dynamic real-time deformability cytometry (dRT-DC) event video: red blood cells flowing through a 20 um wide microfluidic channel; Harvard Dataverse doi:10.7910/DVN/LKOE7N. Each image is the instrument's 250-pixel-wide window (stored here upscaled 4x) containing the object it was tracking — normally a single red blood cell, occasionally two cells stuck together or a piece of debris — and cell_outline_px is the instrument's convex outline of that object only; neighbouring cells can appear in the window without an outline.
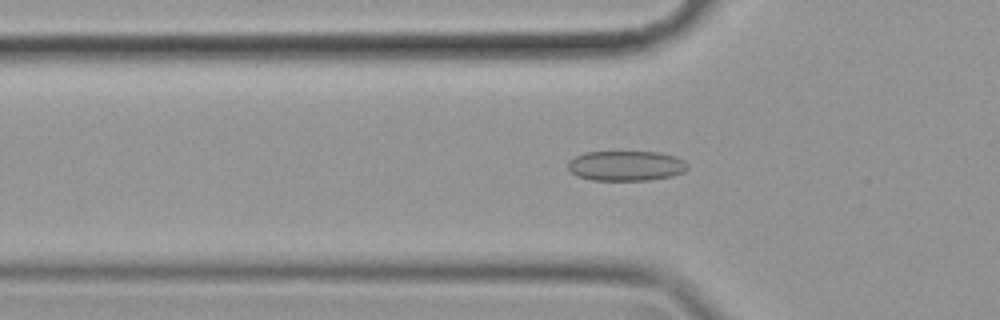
{"species": "common noctule bat (a hibernating species)", "species_latin": "Nyctalus noctula", "temperature_condition": "cold", "stored_images_in_passage": 40, "camera_frame_rate_fps": 3000, "um_per_image_px": 0.085, "animal": {"sex": "female", "body_mass_g": 19.9}, "frame": {"image": 1, "passage_image": 2, "time_ms": 0.333, "image_size_px": [1000, 320], "cell_outline_px": [[688, 168], [684, 172], [672, 176], [648, 180], [592, 180], [576, 176], [568, 168], [568, 160], [584, 152], [660, 152], [676, 156], [684, 160], [688, 164]], "centroid_in_image_um": [53.23, 14.09], "position_along_channel_um": 72.6, "area_um2": 21.1}}
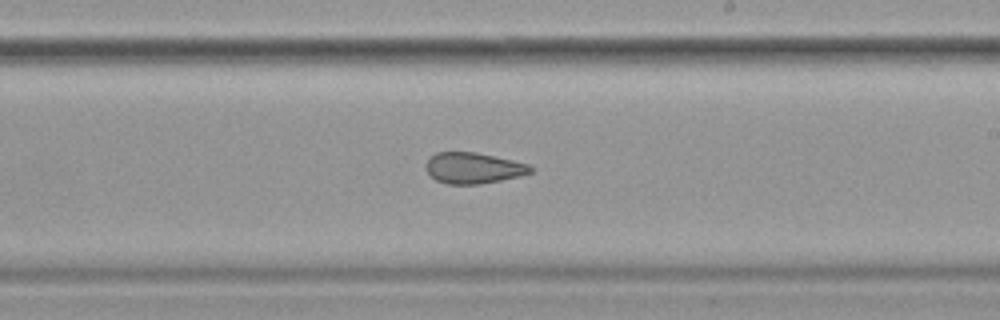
{"frame": {"image": 2, "passage_image": 17, "time_ms": 5.333, "image_size_px": [1000, 320], "cell_outline_px": [[532, 172], [520, 176], [500, 180], [476, 184], [448, 184], [436, 180], [424, 168], [424, 164], [436, 152], [476, 152], [512, 160], [528, 164], [532, 168]], "centroid_in_image_um": [40.21, 14.28], "position_along_channel_um": 248.8, "area_um2": 18.73}}
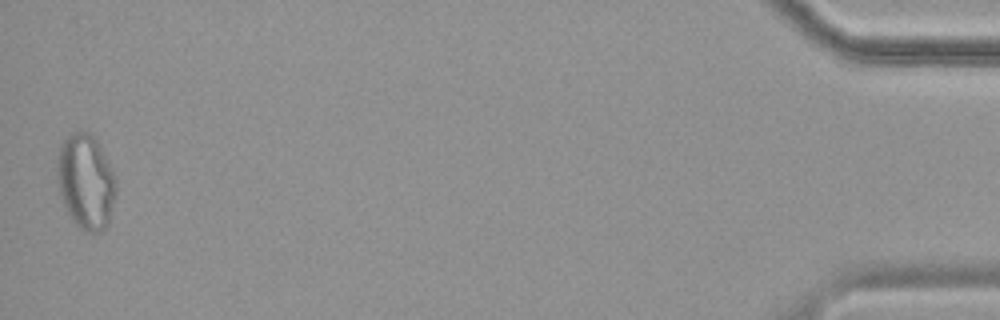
{"frame": {"image": 3, "passage_image": 40, "time_ms": 13.0, "image_size_px": [1000, 320], "cell_outline_px": [[116, 192], [108, 224], [100, 232], [84, 232], [76, 224], [68, 212], [64, 204], [60, 192], [60, 148], [64, 140], [68, 136], [80, 128], [84, 128], [96, 140], [116, 180]], "centroid_in_image_um": [7.34, 15.46], "position_along_channel_um": 427.9, "area_um2": 31.5}, "authors_computed_cell_mechanics": {"area_um2": 20.2011, "velocity_mm_per_s": 3.52, "shape_relaxation_time_tau1_ms": null, "shape_relaxation_time_tau2_ms": 3.1934, "deformation_change_tau1": null, "deformation_change_tau2": 0.1042}}